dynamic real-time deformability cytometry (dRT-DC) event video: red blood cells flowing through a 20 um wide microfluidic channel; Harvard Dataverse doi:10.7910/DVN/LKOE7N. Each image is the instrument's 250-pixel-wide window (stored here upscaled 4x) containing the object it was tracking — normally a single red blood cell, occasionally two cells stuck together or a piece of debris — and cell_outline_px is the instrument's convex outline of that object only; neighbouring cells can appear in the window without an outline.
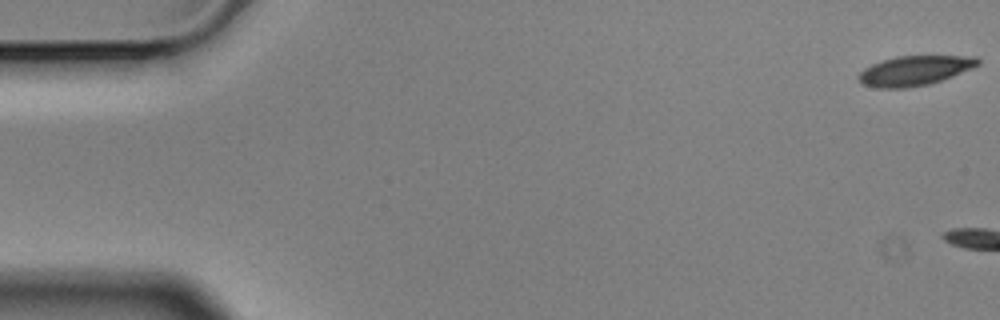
{"species": "Egyptian fruit bat (a non-hibernating species)", "species_latin": "Rousettus aegyptiacus", "temperature_condition": "cold", "stored_images_in_passage": 6, "camera_frame_rate_fps": 3000, "um_per_image_px": 0.085, "animal": {"sex": "male"}, "frame": {"image": 1, "passage_image": 1, "time_ms": 0.0, "image_size_px": [1000, 320], "cell_outline_px": [[980, 64], [972, 68], [952, 76], [928, 84], [908, 88], [876, 88], [864, 84], [856, 76], [864, 68], [872, 64], [896, 56], [976, 56], [980, 60]], "centroid_in_image_um": [77.74, 6.0], "position_along_channel_um": 7.3, "area_um2": 20.52}}